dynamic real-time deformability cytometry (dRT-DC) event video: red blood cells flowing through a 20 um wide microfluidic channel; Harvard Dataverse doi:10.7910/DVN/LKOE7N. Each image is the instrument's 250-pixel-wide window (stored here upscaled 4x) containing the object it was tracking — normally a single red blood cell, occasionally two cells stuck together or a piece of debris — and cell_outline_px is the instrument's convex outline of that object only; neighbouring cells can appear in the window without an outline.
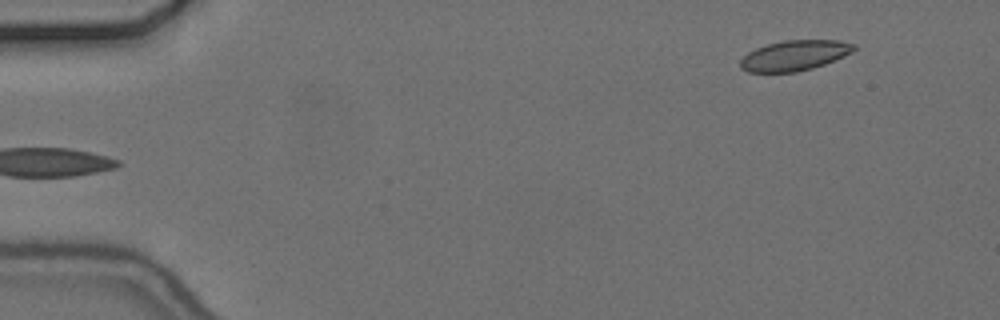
{"species": "common noctule bat (a hibernating species)", "species_latin": "Nyctalus noctula", "temperature_condition": "cold", "stored_images_in_passage": 52, "camera_frame_rate_fps": 3000, "um_per_image_px": 0.085, "animal": {"sex": "female", "body_mass_g": 24.6, "forearm_length_mm": 56.2}, "frame": {"image": 1, "passage_image": 1, "time_ms": 0.0, "image_size_px": [1000, 320], "cell_outline_px": [[856, 48], [852, 52], [844, 56], [824, 64], [812, 68], [796, 72], [748, 72], [740, 68], [740, 60], [748, 52], [756, 48], [768, 44], [784, 40], [840, 40], [856, 44]], "centroid_in_image_um": [67.54, 4.71], "position_along_channel_um": 17.5, "area_um2": 20.06}}
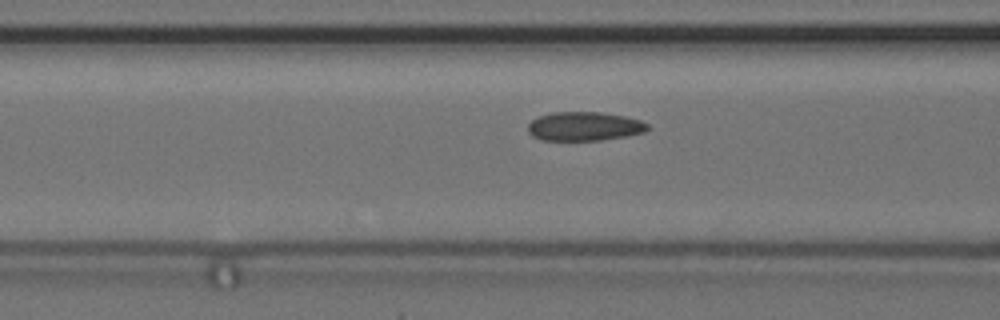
{"frame": {"image": 2, "passage_image": 18, "time_ms": 5.667, "image_size_px": [1000, 320], "cell_outline_px": [[652, 128], [644, 132], [628, 136], [600, 140], [544, 140], [532, 136], [528, 132], [528, 124], [532, 120], [540, 116], [552, 112], [604, 112], [624, 116], [640, 120], [648, 124]], "centroid_in_image_um": [49.7, 10.73], "position_along_channel_um": 116.9, "area_um2": 20.29}}
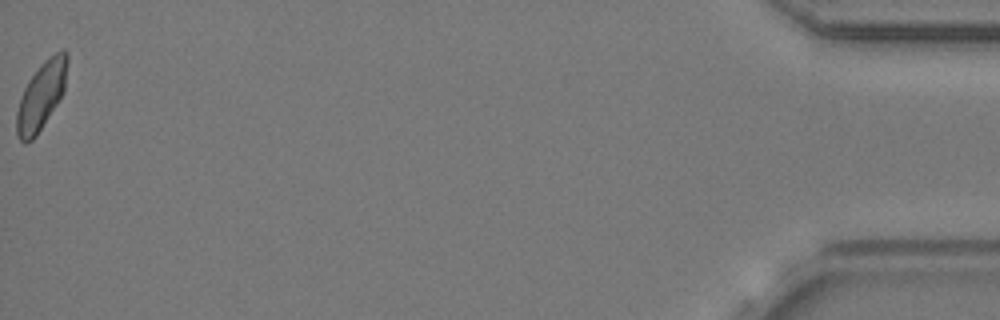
{"frame": {"image": 3, "passage_image": 52, "time_ms": 17.0, "image_size_px": [1000, 320], "cell_outline_px": [[68, 60], [64, 92], [36, 136], [32, 140], [24, 144], [20, 140], [16, 132], [16, 112], [20, 96], [28, 80], [40, 64], [48, 56], [64, 48], [68, 52]], "centroid_in_image_um": [3.5, 8.1], "position_along_channel_um": 431.7, "area_um2": 20.23}, "authors_computed_cell_mechanics": {"area_um2": 20.2878, "velocity_mm_per_s": 3.6598, "shape_relaxation_time_tau1_ms": null, "shape_relaxation_time_tau2_ms": 2.6337, "deformation_change_tau1": null, "deformation_change_tau2": 0.0686}}